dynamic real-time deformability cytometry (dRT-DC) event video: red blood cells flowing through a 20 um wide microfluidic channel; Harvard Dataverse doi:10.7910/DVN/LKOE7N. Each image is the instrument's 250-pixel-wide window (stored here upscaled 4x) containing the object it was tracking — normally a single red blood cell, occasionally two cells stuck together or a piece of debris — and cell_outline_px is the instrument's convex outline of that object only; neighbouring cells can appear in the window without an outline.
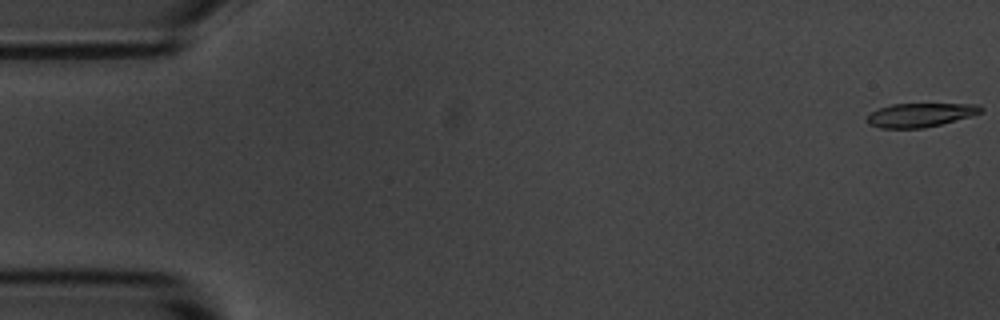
{"species": "common noctule bat (a hibernating species)", "species_latin": "Nyctalus noctula", "temperature_condition": "room temperature", "stored_images_in_passage": 7, "camera_frame_rate_fps": 3000, "um_per_image_px": 0.085, "animal": {"sex": "male", "body_mass_g": 20.1, "forearm_length_mm": 53.5}, "frame": {"image": 1, "passage_image": 1, "time_ms": 0.0, "image_size_px": [1000, 320], "cell_outline_px": [[984, 112], [972, 116], [924, 128], [880, 128], [868, 124], [864, 120], [872, 112], [880, 108], [892, 104], [980, 104], [984, 108]], "centroid_in_image_um": [78.25, 9.77], "position_along_channel_um": 6.7, "area_um2": 15.9}}
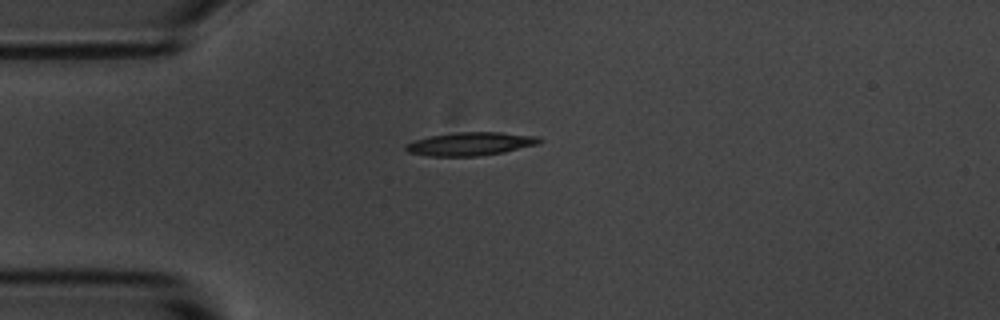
{"frame": {"image": 2, "passage_image": 4, "time_ms": 4.333, "image_size_px": [1000, 320], "cell_outline_px": [[544, 140], [540, 144], [504, 152], [476, 156], [432, 156], [408, 152], [404, 148], [404, 144], [428, 136], [456, 132], [500, 132], [540, 136]], "centroid_in_image_um": [40.04, 12.22], "position_along_channel_um": 45.0, "area_um2": 18.32}}
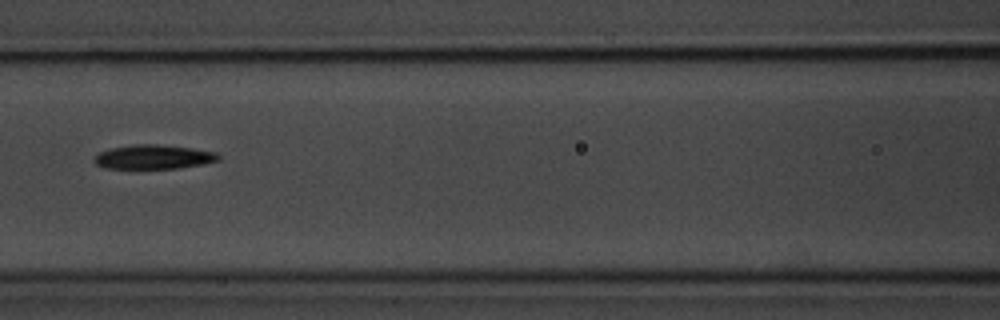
{"frame": {"image": 3, "passage_image": 7, "time_ms": 7.667, "image_size_px": [1000, 320], "cell_outline_px": [[220, 160], [180, 168], [104, 168], [96, 164], [92, 160], [100, 152], [112, 148], [136, 144], [156, 144], [192, 148], [216, 152], [220, 156]], "centroid_in_image_um": [13.05, 13.34], "position_along_channel_um": 153.5, "area_um2": 17.34}}